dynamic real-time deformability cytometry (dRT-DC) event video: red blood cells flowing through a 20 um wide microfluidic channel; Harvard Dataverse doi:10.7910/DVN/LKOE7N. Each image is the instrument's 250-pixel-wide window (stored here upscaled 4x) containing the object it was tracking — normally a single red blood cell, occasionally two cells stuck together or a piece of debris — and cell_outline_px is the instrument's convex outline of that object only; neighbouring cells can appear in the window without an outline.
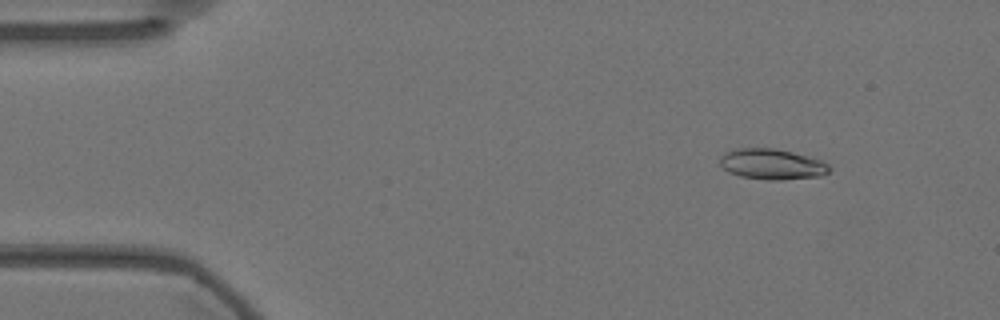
{"species": "Egyptian fruit bat (a non-hibernating species)", "species_latin": "Rousettus aegyptiacus", "temperature_condition": "warm", "stored_images_in_passage": 38, "camera_frame_rate_fps": 3000, "um_per_image_px": 0.085, "animal": {"sex": "female"}, "frame": {"image": 1, "passage_image": 1, "time_ms": 0.0, "image_size_px": [1000, 320], "cell_outline_px": [[832, 168], [828, 172], [820, 176], [780, 180], [768, 180], [740, 176], [728, 172], [720, 164], [720, 156], [724, 152], [732, 148], [776, 148], [792, 152], [820, 160], [828, 164]], "centroid_in_image_um": [65.58, 13.95], "position_along_channel_um": 19.4, "area_um2": 19.59}}
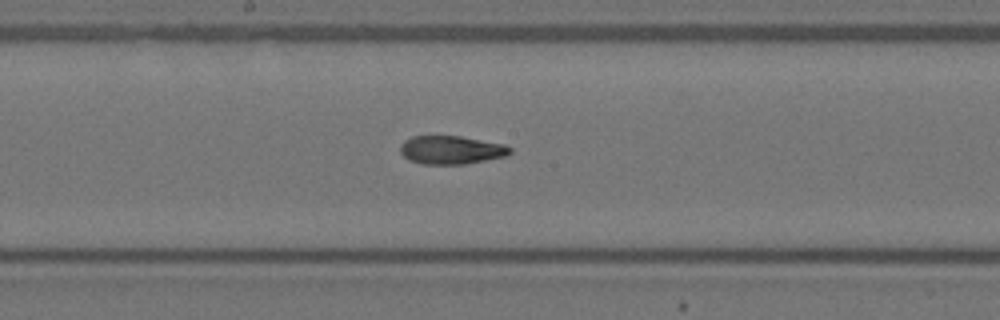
{"frame": {"image": 2, "passage_image": 24, "time_ms": 7.667, "image_size_px": [1000, 320], "cell_outline_px": [[512, 152], [508, 156], [464, 164], [424, 164], [408, 160], [400, 152], [400, 144], [404, 140], [412, 136], [460, 136], [504, 144], [512, 148]], "centroid_in_image_um": [38.36, 12.74], "position_along_channel_um": 209.8, "area_um2": 18.26}}
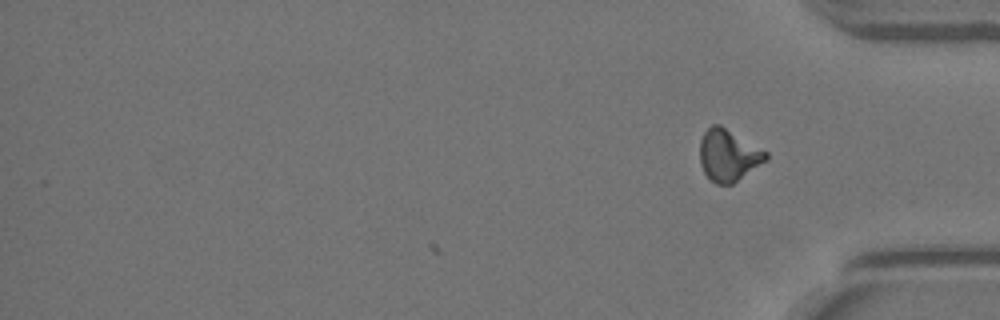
{"frame": {"image": 3, "passage_image": 38, "time_ms": 12.333, "image_size_px": [1000, 320], "cell_outline_px": [[768, 160], [732, 184], [716, 184], [704, 172], [700, 164], [700, 140], [704, 132], [712, 124], [720, 124], [768, 152]], "centroid_in_image_um": [61.92, 13.19], "position_along_channel_um": 373.3, "area_um2": 19.94}, "authors_computed_cell_mechanics": {"area_um2": 18.8428, "velocity_mm_per_s": 3.5998, "shape_relaxation_time_tau1_ms": null, "shape_relaxation_time_tau2_ms": 2.546, "deformation_change_tau1": null, "deformation_change_tau2": 0.1023}}